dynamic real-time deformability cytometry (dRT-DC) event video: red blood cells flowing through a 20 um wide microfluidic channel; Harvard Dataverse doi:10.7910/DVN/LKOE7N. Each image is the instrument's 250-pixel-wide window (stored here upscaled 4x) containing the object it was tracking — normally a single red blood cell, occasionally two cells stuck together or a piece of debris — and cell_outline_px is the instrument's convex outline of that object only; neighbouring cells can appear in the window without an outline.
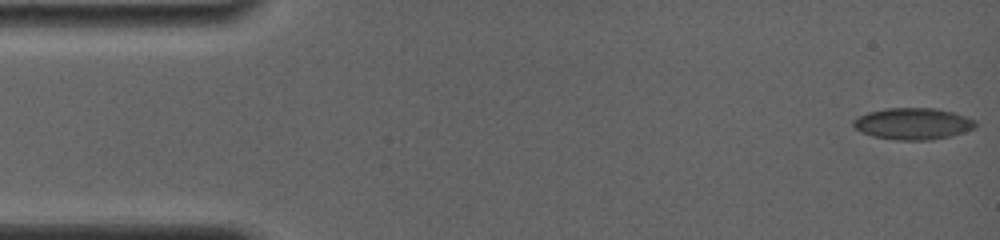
{"species": "common noctule bat (a hibernating species)", "species_latin": "Nyctalus noctula", "temperature_condition": "room temperature", "stored_images_in_passage": 23, "camera_frame_rate_fps": 4000, "um_per_image_px": 0.085, "animal": {"sex": "female", "body_mass_g": 19.0, "forearm_length_mm": 56.7}, "frame": {"image": 1, "passage_image": 1, "time_ms": 0.0, "image_size_px": [1000, 240], "cell_outline_px": [[976, 128], [952, 136], [932, 140], [896, 140], [872, 136], [860, 132], [852, 124], [852, 120], [868, 112], [884, 108], [936, 108], [952, 112], [976, 120]], "centroid_in_image_um": [77.61, 10.52], "position_along_channel_um": 7.4, "area_um2": 22.66}}